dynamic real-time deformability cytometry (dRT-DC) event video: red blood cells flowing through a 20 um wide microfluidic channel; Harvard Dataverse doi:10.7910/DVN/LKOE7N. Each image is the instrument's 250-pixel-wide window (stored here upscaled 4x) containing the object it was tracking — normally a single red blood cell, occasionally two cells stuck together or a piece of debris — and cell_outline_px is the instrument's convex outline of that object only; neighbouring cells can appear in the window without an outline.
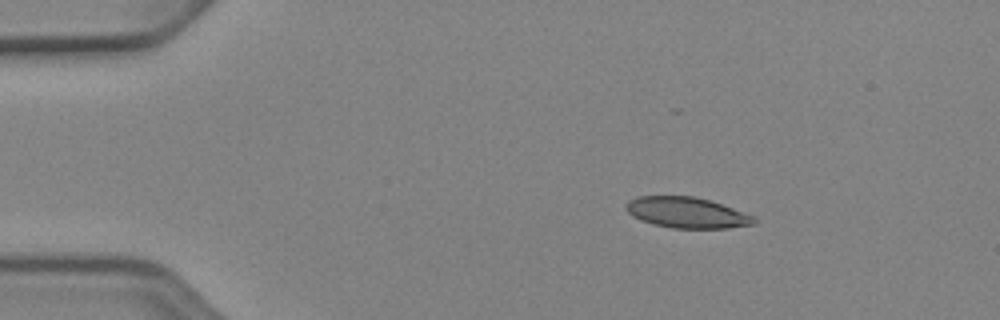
{"species": "Egyptian fruit bat (a non-hibernating species)", "species_latin": "Rousettus aegyptiacus", "temperature_condition": "cold", "stored_images_in_passage": 5, "camera_frame_rate_fps": 3000, "um_per_image_px": 0.085, "animal": {"sex": "female"}, "frame": {"image": 1, "passage_image": 1, "time_ms": 0.0, "image_size_px": [1000, 320], "cell_outline_px": [[756, 224], [728, 228], [672, 228], [652, 224], [640, 220], [632, 216], [624, 208], [624, 204], [628, 200], [636, 196], [692, 196], [708, 200], [756, 216]], "centroid_in_image_um": [58.34, 18.07], "position_along_channel_um": 26.7, "area_um2": 23.12}}